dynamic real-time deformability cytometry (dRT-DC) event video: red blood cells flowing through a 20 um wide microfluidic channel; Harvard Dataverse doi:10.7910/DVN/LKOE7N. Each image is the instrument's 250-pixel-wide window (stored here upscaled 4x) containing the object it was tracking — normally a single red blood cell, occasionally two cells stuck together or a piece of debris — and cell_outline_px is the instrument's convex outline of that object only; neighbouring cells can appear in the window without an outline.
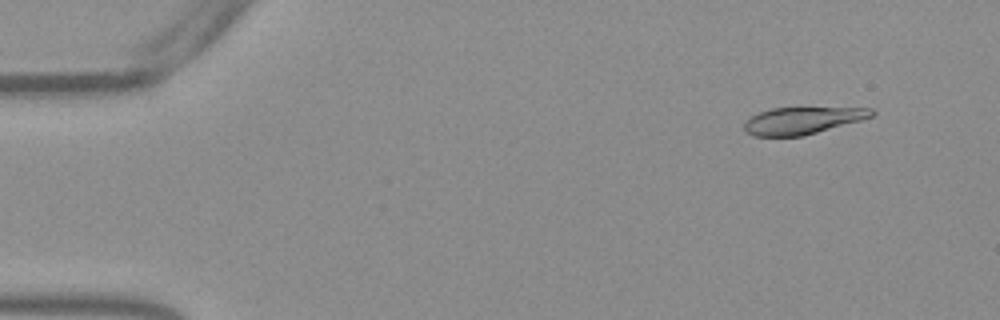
{"species": "Egyptian fruit bat (a non-hibernating species)", "species_latin": "Rousettus aegyptiacus", "temperature_condition": "warm", "stored_images_in_passage": 53, "camera_frame_rate_fps": 3000, "um_per_image_px": 0.085, "frame": {"image": 1, "passage_image": 5, "time_ms": 1.333, "image_size_px": [1000, 320], "cell_outline_px": [[876, 112], [872, 116], [860, 120], [804, 136], [752, 136], [744, 128], [744, 120], [760, 112], [772, 108], [872, 108]], "centroid_in_image_um": [68.18, 10.25], "position_along_channel_um": 16.8, "area_um2": 19.88}}
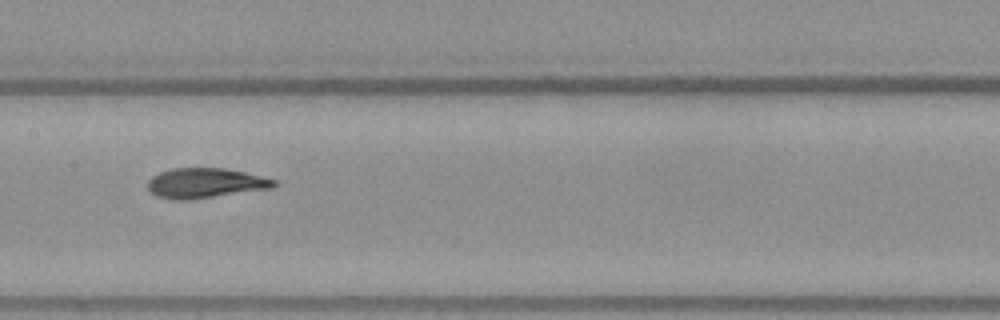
{"frame": {"image": 2, "passage_image": 27, "time_ms": 8.667, "image_size_px": [1000, 320], "cell_outline_px": [[280, 184], [272, 188], [188, 200], [176, 200], [156, 196], [148, 192], [148, 180], [152, 176], [160, 172], [172, 168], [224, 168], [244, 172], [276, 180]], "centroid_in_image_um": [17.43, 15.56], "position_along_channel_um": 190.0, "area_um2": 22.08}}
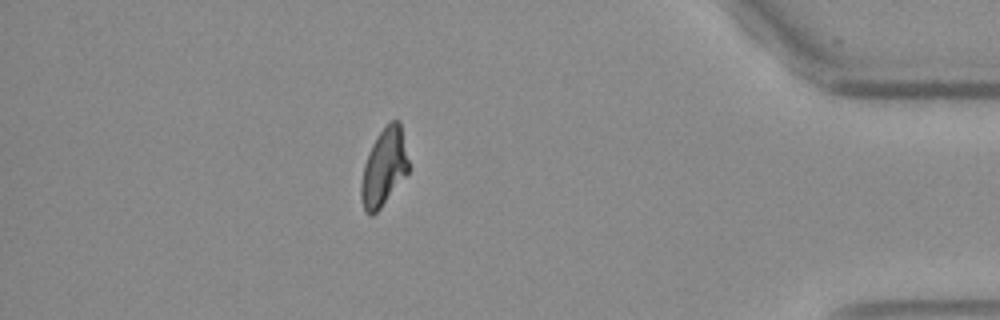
{"frame": {"image": 3, "passage_image": 47, "time_ms": 15.333, "image_size_px": [1000, 320], "cell_outline_px": [[408, 172], [380, 208], [372, 216], [368, 216], [364, 212], [360, 196], [360, 184], [364, 164], [372, 144], [376, 136], [392, 120], [400, 120], [408, 160]], "centroid_in_image_um": [32.6, 14.25], "position_along_channel_um": 402.6, "area_um2": 21.21}, "authors_computed_cell_mechanics": {"area_um2": 21.964, "velocity_mm_per_s": 3.8086, "shape_relaxation_time_tau1_ms": 10.0949, "shape_relaxation_time_tau2_ms": 2.5717, "deformation_change_tau1": 0.2579, "deformation_change_tau2": 0.073}}